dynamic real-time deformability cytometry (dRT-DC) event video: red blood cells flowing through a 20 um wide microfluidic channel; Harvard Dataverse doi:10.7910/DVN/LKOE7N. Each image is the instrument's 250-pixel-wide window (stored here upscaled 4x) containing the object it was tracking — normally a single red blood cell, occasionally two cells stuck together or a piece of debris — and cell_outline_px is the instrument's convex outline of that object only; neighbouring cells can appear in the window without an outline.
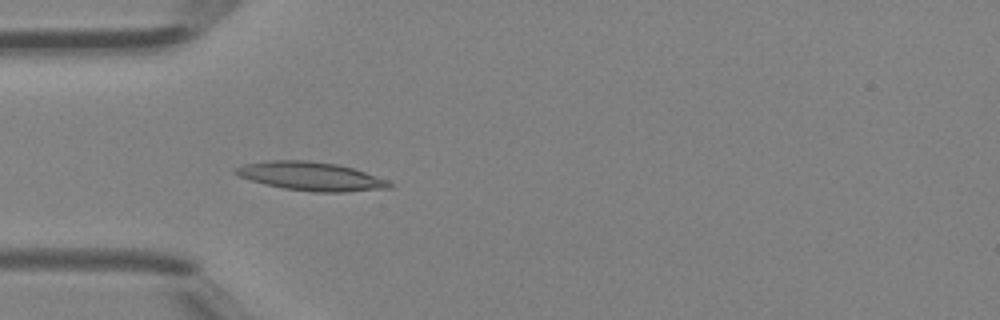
{"species": "Egyptian fruit bat (a non-hibernating species)", "species_latin": "Rousettus aegyptiacus", "temperature_condition": "room temperature", "stored_images_in_passage": 5, "camera_frame_rate_fps": 3000, "um_per_image_px": 0.085, "animal": {"sex": "female"}, "frame": {"image": 1, "passage_image": 5, "time_ms": 1.333, "image_size_px": [1000, 320], "cell_outline_px": [[392, 188], [344, 192], [312, 192], [284, 188], [264, 184], [240, 176], [232, 172], [236, 168], [244, 164], [272, 160], [308, 160], [336, 164], [352, 168], [388, 180], [392, 184]], "centroid_in_image_um": [26.44, 14.99], "position_along_channel_um": 58.6, "area_um2": 25.49}}